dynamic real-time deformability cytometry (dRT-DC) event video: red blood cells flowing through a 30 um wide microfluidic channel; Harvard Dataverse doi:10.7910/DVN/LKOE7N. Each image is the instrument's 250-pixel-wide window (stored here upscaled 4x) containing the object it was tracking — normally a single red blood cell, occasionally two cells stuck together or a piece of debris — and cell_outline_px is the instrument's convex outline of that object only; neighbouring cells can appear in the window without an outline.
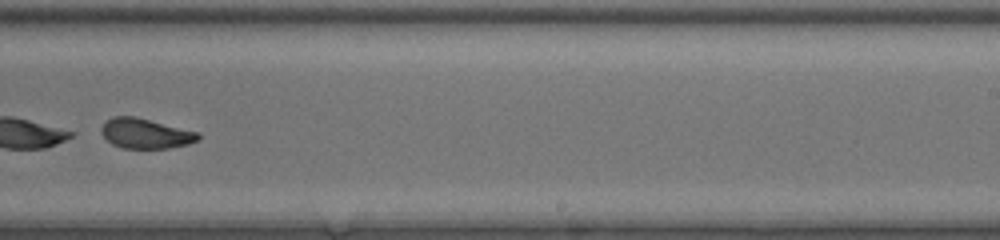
{"species": "common noctule bat (a hibernating species)", "species_latin": "Nyctalus noctula", "temperature_condition": "room temperature", "stored_images_in_passage": 50, "segment_of_instrument_passage": [2, 2], "camera_frame_rate_fps": 3000, "um_per_image_px": 0.085, "animal": {"sex": "female", "body_mass_g": 20.0, "forearm_length_mm": 54.0}, "frame": {"image": 1, "passage_image": 35, "time_ms": 11.333, "image_size_px": [1000, 240], "cell_outline_px": [[200, 140], [188, 144], [168, 148], [124, 148], [112, 144], [100, 132], [100, 128], [112, 116], [136, 116], [200, 132]], "centroid_in_image_um": [12.4, 11.34], "position_along_channel_um": 276.6, "area_um2": 17.05}}